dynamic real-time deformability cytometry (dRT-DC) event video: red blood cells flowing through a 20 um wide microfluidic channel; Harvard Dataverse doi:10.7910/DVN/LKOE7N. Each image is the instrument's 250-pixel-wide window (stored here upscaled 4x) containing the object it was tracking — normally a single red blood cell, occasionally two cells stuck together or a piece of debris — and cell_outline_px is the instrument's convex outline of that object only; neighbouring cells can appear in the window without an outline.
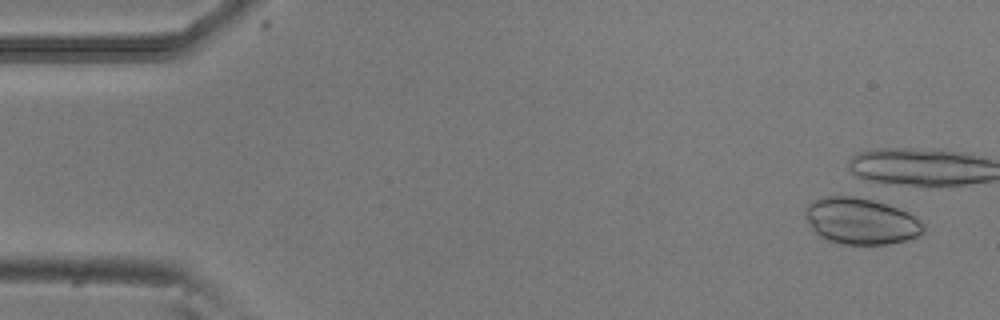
{"species": "common noctule bat (a hibernating species)", "species_latin": "Nyctalus noctula", "temperature_condition": "room temperature", "stored_images_in_passage": 6, "camera_frame_rate_fps": 3000, "um_per_image_px": 0.085, "animal": {"sex": "male", "body_mass_g": 20.5, "forearm_length_mm": 52.5}, "frame": {"image": 1, "passage_image": 1, "time_ms": 0.0, "image_size_px": [1000, 320], "cell_outline_px": [[924, 232], [920, 236], [888, 244], [844, 244], [828, 240], [820, 236], [812, 228], [804, 212], [804, 208], [812, 200], [824, 196], [852, 196], [872, 200], [908, 212], [924, 224]], "centroid_in_image_um": [73.16, 18.79], "position_along_channel_um": 11.8, "area_um2": 31.67}}